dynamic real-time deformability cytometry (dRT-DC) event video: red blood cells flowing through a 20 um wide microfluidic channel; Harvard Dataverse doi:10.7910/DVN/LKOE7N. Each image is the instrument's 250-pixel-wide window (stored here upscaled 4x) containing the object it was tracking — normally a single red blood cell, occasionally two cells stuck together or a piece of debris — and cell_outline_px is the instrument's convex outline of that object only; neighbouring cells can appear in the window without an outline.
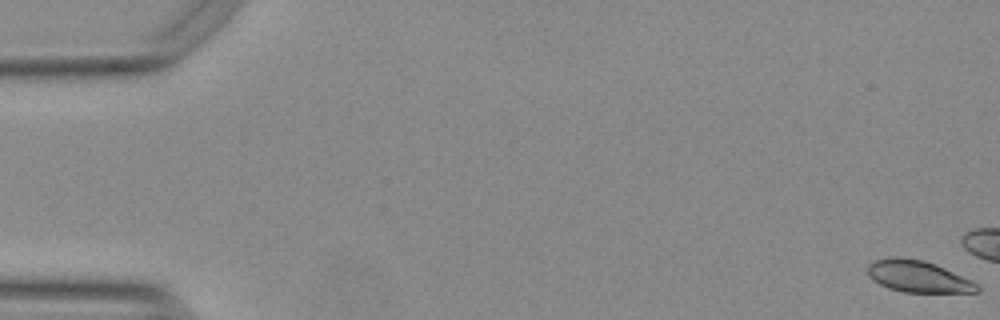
{"species": "Egyptian fruit bat (a non-hibernating species)", "species_latin": "Rousettus aegyptiacus", "temperature_condition": "warm", "stored_images_in_passage": 16, "camera_frame_rate_fps": 3000, "um_per_image_px": 0.085, "animal": {"sex": "female"}, "frame": {"image": 1, "passage_image": 1, "time_ms": 0.0, "image_size_px": [1000, 320], "cell_outline_px": [[980, 292], [904, 292], [888, 288], [872, 280], [868, 276], [868, 264], [876, 260], [896, 256], [924, 260], [936, 264], [972, 280], [980, 284]], "centroid_in_image_um": [78.06, 23.5], "position_along_channel_um": 6.9, "area_um2": 20.35}}